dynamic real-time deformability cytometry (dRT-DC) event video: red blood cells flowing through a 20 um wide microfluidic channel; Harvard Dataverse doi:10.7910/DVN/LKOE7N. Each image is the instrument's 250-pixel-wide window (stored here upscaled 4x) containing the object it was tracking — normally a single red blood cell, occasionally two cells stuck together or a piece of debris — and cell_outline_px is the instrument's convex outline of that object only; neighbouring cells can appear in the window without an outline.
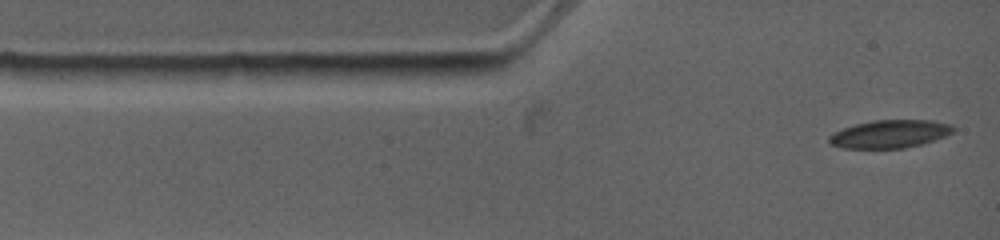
{"species": "common noctule bat (a hibernating species)", "species_latin": "Nyctalus noctula", "temperature_condition": "warm", "stored_images_in_passage": 7, "camera_frame_rate_fps": 4500, "um_per_image_px": 0.085, "animal": {"sex": "female", "body_mass_g": 19.0, "forearm_length_mm": 53.3}, "frame": {"image": 1, "passage_image": 1, "time_ms": 0.0, "image_size_px": [1000, 240], "cell_outline_px": [[956, 128], [952, 132], [944, 136], [920, 144], [904, 148], [844, 148], [832, 144], [828, 140], [828, 136], [832, 132], [856, 124], [872, 120], [932, 120], [952, 124]], "centroid_in_image_um": [75.63, 11.37], "position_along_channel_um": 9.4, "area_um2": 20.11}}
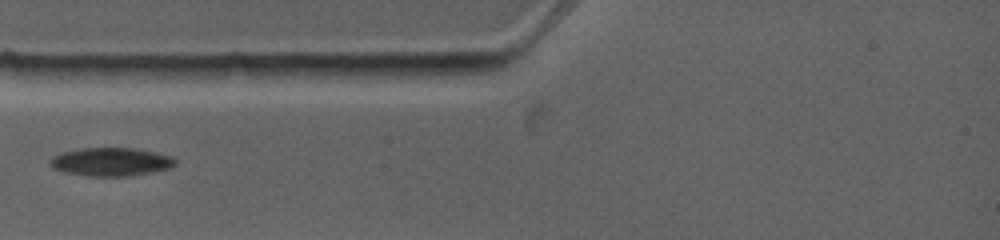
{"frame": {"image": 2, "passage_image": 4, "time_ms": 2.667, "image_size_px": [1000, 240], "cell_outline_px": [[176, 164], [168, 168], [128, 176], [88, 176], [64, 172], [52, 168], [48, 160], [52, 156], [60, 152], [80, 148], [136, 148], [172, 156], [176, 160]], "centroid_in_image_um": [9.37, 13.74], "position_along_channel_um": 75.6, "area_um2": 20.69}}
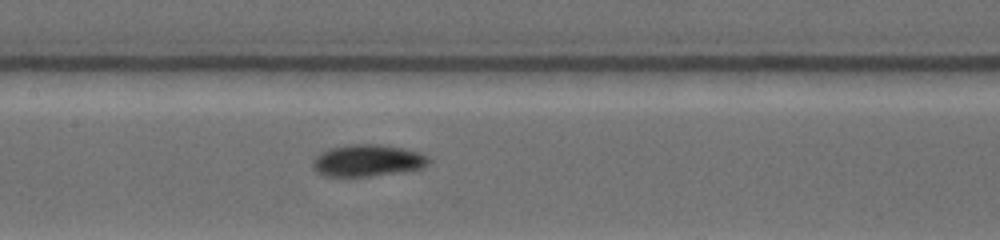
{"frame": {"image": 3, "passage_image": 7, "time_ms": 5.333, "image_size_px": [1000, 240], "cell_outline_px": [[428, 164], [420, 168], [368, 176], [324, 176], [316, 172], [312, 168], [312, 160], [320, 152], [344, 144], [380, 144], [404, 148], [420, 152], [428, 156]], "centroid_in_image_um": [31.18, 13.62], "position_along_channel_um": 176.2, "area_um2": 21.44}}